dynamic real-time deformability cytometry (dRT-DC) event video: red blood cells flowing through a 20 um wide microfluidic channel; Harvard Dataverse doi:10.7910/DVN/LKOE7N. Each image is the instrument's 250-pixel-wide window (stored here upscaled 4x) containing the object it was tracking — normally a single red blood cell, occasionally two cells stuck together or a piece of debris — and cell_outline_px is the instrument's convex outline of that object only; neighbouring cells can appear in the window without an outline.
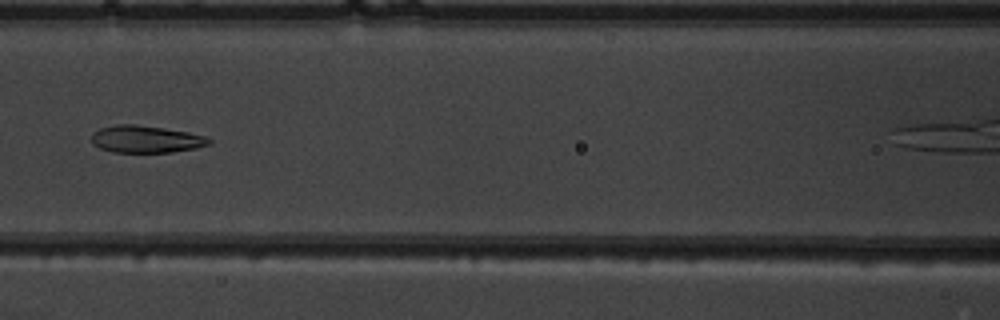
{"species": "common noctule bat (a hibernating species)", "species_latin": "Nyctalus noctula", "temperature_condition": "warm", "stored_images_in_passage": 40, "camera_frame_rate_fps": 3000, "um_per_image_px": 0.085, "animal": {"sex": "male", "body_mass_g": 19.5, "forearm_length_mm": 54.6}, "frame": {"image": 1, "passage_image": 21, "time_ms": 6.667, "image_size_px": [1000, 320], "cell_outline_px": [[212, 144], [196, 148], [172, 152], [112, 152], [100, 148], [92, 144], [92, 132], [100, 128], [116, 124], [136, 124], [164, 128], [188, 132], [204, 136], [212, 140]], "centroid_in_image_um": [12.4, 11.83], "position_along_channel_um": 154.2, "area_um2": 18.73}}
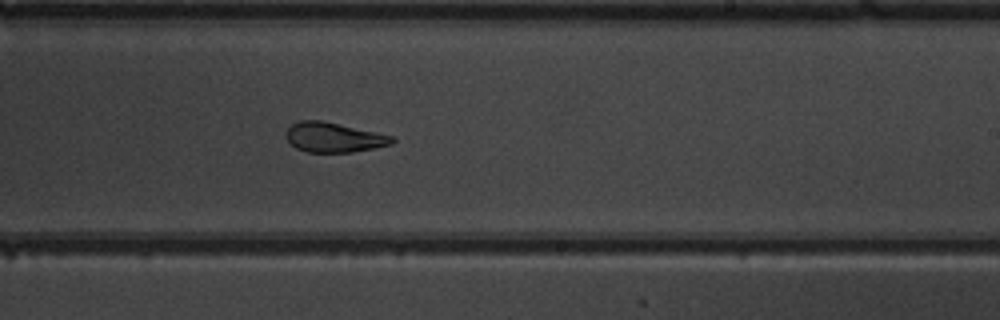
{"frame": {"image": 2, "passage_image": 29, "time_ms": 9.333, "image_size_px": [1000, 320], "cell_outline_px": [[396, 140], [392, 144], [352, 152], [308, 152], [296, 148], [284, 136], [288, 128], [292, 124], [300, 120], [320, 120], [376, 132], [392, 136]], "centroid_in_image_um": [28.35, 11.67], "position_along_channel_um": 260.7, "area_um2": 18.21}}
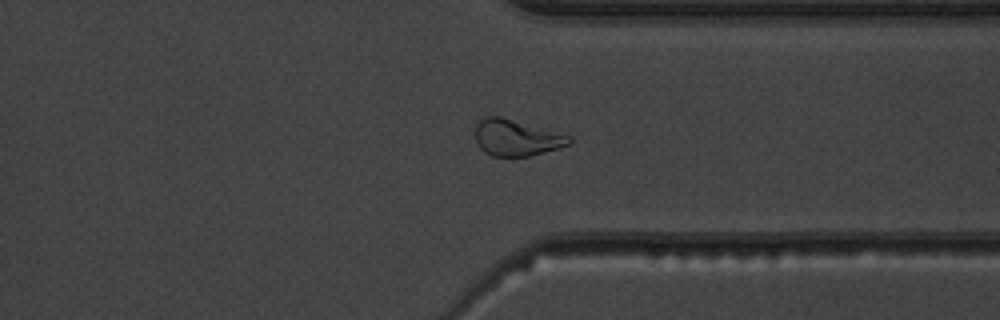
{"frame": {"image": 3, "passage_image": 37, "time_ms": 12.0, "image_size_px": [1000, 320], "cell_outline_px": [[572, 144], [560, 148], [528, 156], [492, 156], [484, 152], [480, 148], [476, 140], [476, 124], [484, 116], [500, 116], [572, 136]], "centroid_in_image_um": [43.91, 11.71], "position_along_channel_um": 367.5, "area_um2": 19.88}}